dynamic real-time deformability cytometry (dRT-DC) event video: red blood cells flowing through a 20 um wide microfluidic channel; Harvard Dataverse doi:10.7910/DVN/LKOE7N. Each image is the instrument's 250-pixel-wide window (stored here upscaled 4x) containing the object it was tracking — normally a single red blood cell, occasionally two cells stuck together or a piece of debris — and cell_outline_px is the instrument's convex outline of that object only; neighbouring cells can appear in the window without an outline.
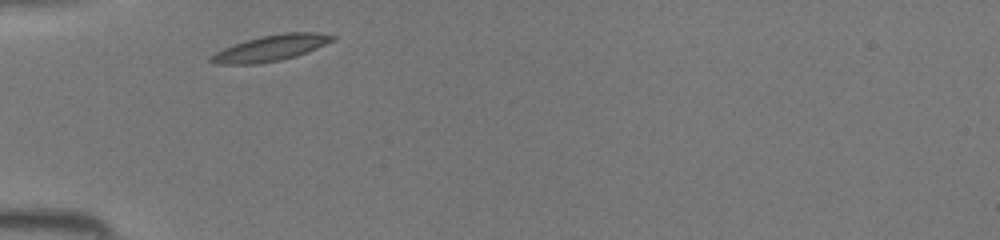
{"species": "common noctule bat (a hibernating species)", "species_latin": "Nyctalus noctula", "temperature_condition": "room temperature", "stored_images_in_passage": 25, "camera_frame_rate_fps": 3000, "um_per_image_px": 0.085, "animal": {"sex": "female", "body_mass_g": 19.5, "forearm_length_mm": 54.1}, "frame": {"image": 1, "passage_image": 1, "time_ms": 0.0, "image_size_px": [1000, 240], "cell_outline_px": [[336, 40], [296, 56], [280, 60], [256, 64], [216, 64], [208, 60], [208, 56], [224, 48], [244, 40], [260, 36], [284, 32], [316, 32], [336, 36]], "centroid_in_image_um": [23.0, 4.08], "position_along_channel_um": 62.0, "area_um2": 18.44}}
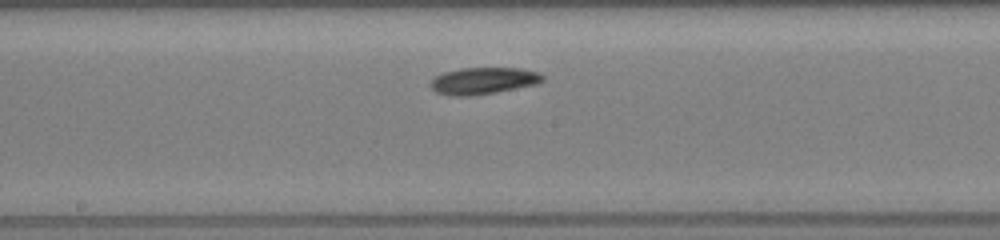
{"frame": {"image": 2, "passage_image": 11, "time_ms": 3.333, "image_size_px": [1000, 240], "cell_outline_px": [[544, 80], [536, 84], [496, 92], [468, 96], [448, 96], [436, 92], [428, 84], [436, 76], [444, 72], [460, 68], [520, 68], [536, 72], [544, 76]], "centroid_in_image_um": [41.04, 6.87], "position_along_channel_um": 207.2, "area_um2": 17.46}}
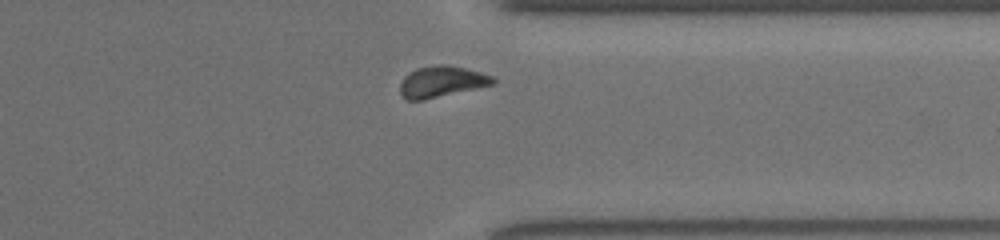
{"frame": {"image": 3, "passage_image": 22, "time_ms": 7.0, "image_size_px": [1000, 240], "cell_outline_px": [[496, 84], [424, 100], [408, 100], [400, 92], [400, 84], [404, 76], [416, 68], [436, 64], [444, 64], [464, 68], [480, 72], [492, 76], [496, 80]], "centroid_in_image_um": [37.55, 6.94], "position_along_channel_um": 373.9, "area_um2": 16.88}}